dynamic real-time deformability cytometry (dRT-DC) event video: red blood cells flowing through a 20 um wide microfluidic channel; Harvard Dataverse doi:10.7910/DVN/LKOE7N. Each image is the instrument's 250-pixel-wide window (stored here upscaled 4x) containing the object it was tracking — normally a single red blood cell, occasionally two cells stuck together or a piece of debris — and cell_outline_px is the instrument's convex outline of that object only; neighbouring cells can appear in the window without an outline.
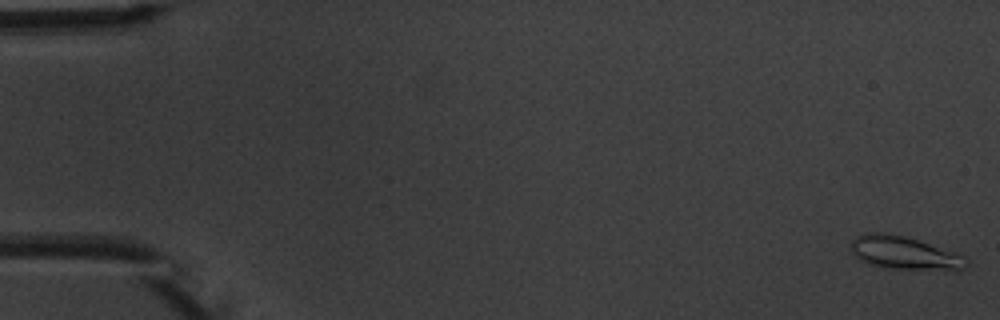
{"species": "common noctule bat (a hibernating species)", "species_latin": "Nyctalus noctula", "temperature_condition": "warm", "stored_images_in_passage": 5, "camera_frame_rate_fps": 3000, "um_per_image_px": 0.085, "animal": {"sex": "male", "body_mass_g": 20.1, "forearm_length_mm": 53.5}, "frame": {"image": 1, "passage_image": 5, "time_ms": 4.667, "image_size_px": [1000, 320], "cell_outline_px": [[968, 264], [960, 272], [956, 272], [884, 268], [868, 264], [860, 260], [852, 252], [852, 240], [856, 236], [868, 232], [884, 232], [904, 236], [964, 256], [968, 260]], "centroid_in_image_um": [76.9, 21.55], "position_along_channel_um": 8.1, "area_um2": 22.6}}